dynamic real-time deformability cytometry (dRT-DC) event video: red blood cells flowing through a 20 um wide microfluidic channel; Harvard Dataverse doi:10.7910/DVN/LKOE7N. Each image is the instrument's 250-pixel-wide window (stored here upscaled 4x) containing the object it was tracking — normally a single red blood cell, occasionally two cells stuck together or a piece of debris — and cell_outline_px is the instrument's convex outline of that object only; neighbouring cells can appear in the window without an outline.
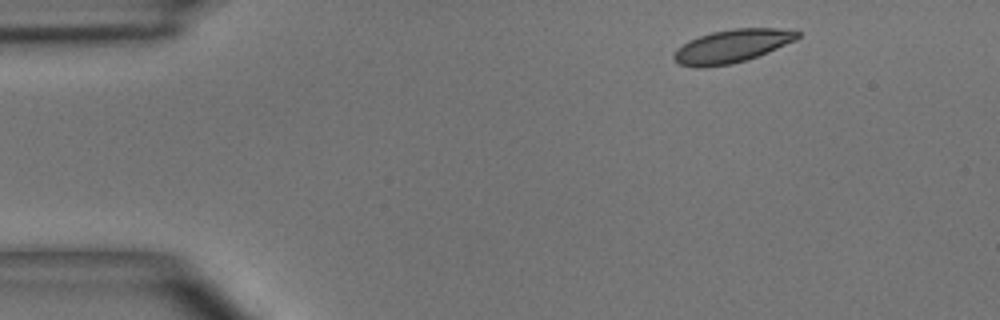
{"species": "common noctule bat (a hibernating species)", "species_latin": "Nyctalus noctula", "temperature_condition": "room temperature", "stored_images_in_passage": 5, "segment_of_instrument_passage": [2, 2], "camera_frame_rate_fps": 3000, "um_per_image_px": 0.085, "animal": {"sex": "male", "body_mass_g": 15.6}, "frame": {"image": 1, "passage_image": 5, "time_ms": 5.667, "image_size_px": [1000, 320], "cell_outline_px": [[800, 36], [796, 40], [768, 52], [748, 60], [732, 64], [704, 68], [696, 68], [680, 64], [672, 56], [676, 48], [688, 40], [712, 32], [732, 28], [776, 28], [800, 32]], "centroid_in_image_um": [62.19, 3.93], "position_along_channel_um": 22.8, "area_um2": 24.04}}